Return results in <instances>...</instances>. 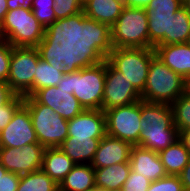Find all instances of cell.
Here are the masks:
<instances>
[{
	"label": "cell",
	"instance_id": "cell-24",
	"mask_svg": "<svg viewBox=\"0 0 190 191\" xmlns=\"http://www.w3.org/2000/svg\"><path fill=\"white\" fill-rule=\"evenodd\" d=\"M75 165L59 147L46 148L41 169L59 185Z\"/></svg>",
	"mask_w": 190,
	"mask_h": 191
},
{
	"label": "cell",
	"instance_id": "cell-32",
	"mask_svg": "<svg viewBox=\"0 0 190 191\" xmlns=\"http://www.w3.org/2000/svg\"><path fill=\"white\" fill-rule=\"evenodd\" d=\"M24 103V96L15 95L6 105L0 108V131L11 121L16 110Z\"/></svg>",
	"mask_w": 190,
	"mask_h": 191
},
{
	"label": "cell",
	"instance_id": "cell-34",
	"mask_svg": "<svg viewBox=\"0 0 190 191\" xmlns=\"http://www.w3.org/2000/svg\"><path fill=\"white\" fill-rule=\"evenodd\" d=\"M152 181L131 169L129 176L124 183L123 191H147Z\"/></svg>",
	"mask_w": 190,
	"mask_h": 191
},
{
	"label": "cell",
	"instance_id": "cell-31",
	"mask_svg": "<svg viewBox=\"0 0 190 191\" xmlns=\"http://www.w3.org/2000/svg\"><path fill=\"white\" fill-rule=\"evenodd\" d=\"M147 191H185L178 175H166L151 182Z\"/></svg>",
	"mask_w": 190,
	"mask_h": 191
},
{
	"label": "cell",
	"instance_id": "cell-45",
	"mask_svg": "<svg viewBox=\"0 0 190 191\" xmlns=\"http://www.w3.org/2000/svg\"><path fill=\"white\" fill-rule=\"evenodd\" d=\"M88 0H80V2L82 3V4H84L85 2H87Z\"/></svg>",
	"mask_w": 190,
	"mask_h": 191
},
{
	"label": "cell",
	"instance_id": "cell-1",
	"mask_svg": "<svg viewBox=\"0 0 190 191\" xmlns=\"http://www.w3.org/2000/svg\"><path fill=\"white\" fill-rule=\"evenodd\" d=\"M106 60L88 46L64 73L59 88L73 94L85 110H102Z\"/></svg>",
	"mask_w": 190,
	"mask_h": 191
},
{
	"label": "cell",
	"instance_id": "cell-2",
	"mask_svg": "<svg viewBox=\"0 0 190 191\" xmlns=\"http://www.w3.org/2000/svg\"><path fill=\"white\" fill-rule=\"evenodd\" d=\"M139 146L159 153L179 139L174 125L173 110L169 104L140 100Z\"/></svg>",
	"mask_w": 190,
	"mask_h": 191
},
{
	"label": "cell",
	"instance_id": "cell-23",
	"mask_svg": "<svg viewBox=\"0 0 190 191\" xmlns=\"http://www.w3.org/2000/svg\"><path fill=\"white\" fill-rule=\"evenodd\" d=\"M101 139L67 137L59 148L76 164H91Z\"/></svg>",
	"mask_w": 190,
	"mask_h": 191
},
{
	"label": "cell",
	"instance_id": "cell-37",
	"mask_svg": "<svg viewBox=\"0 0 190 191\" xmlns=\"http://www.w3.org/2000/svg\"><path fill=\"white\" fill-rule=\"evenodd\" d=\"M178 176L183 184L184 190L190 191V158L189 162Z\"/></svg>",
	"mask_w": 190,
	"mask_h": 191
},
{
	"label": "cell",
	"instance_id": "cell-30",
	"mask_svg": "<svg viewBox=\"0 0 190 191\" xmlns=\"http://www.w3.org/2000/svg\"><path fill=\"white\" fill-rule=\"evenodd\" d=\"M174 125L178 132L190 128V89L188 88L175 102L171 104Z\"/></svg>",
	"mask_w": 190,
	"mask_h": 191
},
{
	"label": "cell",
	"instance_id": "cell-35",
	"mask_svg": "<svg viewBox=\"0 0 190 191\" xmlns=\"http://www.w3.org/2000/svg\"><path fill=\"white\" fill-rule=\"evenodd\" d=\"M20 175L6 170L0 163V191H17Z\"/></svg>",
	"mask_w": 190,
	"mask_h": 191
},
{
	"label": "cell",
	"instance_id": "cell-9",
	"mask_svg": "<svg viewBox=\"0 0 190 191\" xmlns=\"http://www.w3.org/2000/svg\"><path fill=\"white\" fill-rule=\"evenodd\" d=\"M39 144L45 148L59 147L68 137V120L52 108L40 104L33 96L24 97Z\"/></svg>",
	"mask_w": 190,
	"mask_h": 191
},
{
	"label": "cell",
	"instance_id": "cell-47",
	"mask_svg": "<svg viewBox=\"0 0 190 191\" xmlns=\"http://www.w3.org/2000/svg\"><path fill=\"white\" fill-rule=\"evenodd\" d=\"M182 4L186 1V0H179Z\"/></svg>",
	"mask_w": 190,
	"mask_h": 191
},
{
	"label": "cell",
	"instance_id": "cell-13",
	"mask_svg": "<svg viewBox=\"0 0 190 191\" xmlns=\"http://www.w3.org/2000/svg\"><path fill=\"white\" fill-rule=\"evenodd\" d=\"M39 143L26 144L21 148L0 147V163L7 171L25 175L42 168L45 151Z\"/></svg>",
	"mask_w": 190,
	"mask_h": 191
},
{
	"label": "cell",
	"instance_id": "cell-6",
	"mask_svg": "<svg viewBox=\"0 0 190 191\" xmlns=\"http://www.w3.org/2000/svg\"><path fill=\"white\" fill-rule=\"evenodd\" d=\"M141 94L145 89L154 48H95Z\"/></svg>",
	"mask_w": 190,
	"mask_h": 191
},
{
	"label": "cell",
	"instance_id": "cell-21",
	"mask_svg": "<svg viewBox=\"0 0 190 191\" xmlns=\"http://www.w3.org/2000/svg\"><path fill=\"white\" fill-rule=\"evenodd\" d=\"M54 0H33L30 8L39 23L57 40L69 41L75 37L56 19Z\"/></svg>",
	"mask_w": 190,
	"mask_h": 191
},
{
	"label": "cell",
	"instance_id": "cell-44",
	"mask_svg": "<svg viewBox=\"0 0 190 191\" xmlns=\"http://www.w3.org/2000/svg\"><path fill=\"white\" fill-rule=\"evenodd\" d=\"M120 2H122L123 4H125L128 0H118Z\"/></svg>",
	"mask_w": 190,
	"mask_h": 191
},
{
	"label": "cell",
	"instance_id": "cell-15",
	"mask_svg": "<svg viewBox=\"0 0 190 191\" xmlns=\"http://www.w3.org/2000/svg\"><path fill=\"white\" fill-rule=\"evenodd\" d=\"M39 143L32 125L30 112L22 104L9 124L0 131V147L21 148L26 144Z\"/></svg>",
	"mask_w": 190,
	"mask_h": 191
},
{
	"label": "cell",
	"instance_id": "cell-12",
	"mask_svg": "<svg viewBox=\"0 0 190 191\" xmlns=\"http://www.w3.org/2000/svg\"><path fill=\"white\" fill-rule=\"evenodd\" d=\"M182 6L179 0H151L146 6L149 48L170 44L171 19Z\"/></svg>",
	"mask_w": 190,
	"mask_h": 191
},
{
	"label": "cell",
	"instance_id": "cell-28",
	"mask_svg": "<svg viewBox=\"0 0 190 191\" xmlns=\"http://www.w3.org/2000/svg\"><path fill=\"white\" fill-rule=\"evenodd\" d=\"M17 191H59V185L42 169L21 175Z\"/></svg>",
	"mask_w": 190,
	"mask_h": 191
},
{
	"label": "cell",
	"instance_id": "cell-43",
	"mask_svg": "<svg viewBox=\"0 0 190 191\" xmlns=\"http://www.w3.org/2000/svg\"><path fill=\"white\" fill-rule=\"evenodd\" d=\"M106 191H123V190H122V188H119V189H112V190H106Z\"/></svg>",
	"mask_w": 190,
	"mask_h": 191
},
{
	"label": "cell",
	"instance_id": "cell-26",
	"mask_svg": "<svg viewBox=\"0 0 190 191\" xmlns=\"http://www.w3.org/2000/svg\"><path fill=\"white\" fill-rule=\"evenodd\" d=\"M95 188V171L91 164H76L59 184V191H90Z\"/></svg>",
	"mask_w": 190,
	"mask_h": 191
},
{
	"label": "cell",
	"instance_id": "cell-46",
	"mask_svg": "<svg viewBox=\"0 0 190 191\" xmlns=\"http://www.w3.org/2000/svg\"><path fill=\"white\" fill-rule=\"evenodd\" d=\"M90 191H100L99 189H97V188H95V189H93V190H90Z\"/></svg>",
	"mask_w": 190,
	"mask_h": 191
},
{
	"label": "cell",
	"instance_id": "cell-8",
	"mask_svg": "<svg viewBox=\"0 0 190 191\" xmlns=\"http://www.w3.org/2000/svg\"><path fill=\"white\" fill-rule=\"evenodd\" d=\"M124 4L118 0H88L83 4L81 41L94 46L114 25Z\"/></svg>",
	"mask_w": 190,
	"mask_h": 191
},
{
	"label": "cell",
	"instance_id": "cell-7",
	"mask_svg": "<svg viewBox=\"0 0 190 191\" xmlns=\"http://www.w3.org/2000/svg\"><path fill=\"white\" fill-rule=\"evenodd\" d=\"M188 88V81L168 68L155 56L149 65L145 89L141 93V100L149 103L171 105Z\"/></svg>",
	"mask_w": 190,
	"mask_h": 191
},
{
	"label": "cell",
	"instance_id": "cell-25",
	"mask_svg": "<svg viewBox=\"0 0 190 191\" xmlns=\"http://www.w3.org/2000/svg\"><path fill=\"white\" fill-rule=\"evenodd\" d=\"M95 187L101 191L122 188L131 171L130 162L96 168Z\"/></svg>",
	"mask_w": 190,
	"mask_h": 191
},
{
	"label": "cell",
	"instance_id": "cell-42",
	"mask_svg": "<svg viewBox=\"0 0 190 191\" xmlns=\"http://www.w3.org/2000/svg\"><path fill=\"white\" fill-rule=\"evenodd\" d=\"M183 7L185 8V10L187 11V13L190 15V0H186L183 3Z\"/></svg>",
	"mask_w": 190,
	"mask_h": 191
},
{
	"label": "cell",
	"instance_id": "cell-14",
	"mask_svg": "<svg viewBox=\"0 0 190 191\" xmlns=\"http://www.w3.org/2000/svg\"><path fill=\"white\" fill-rule=\"evenodd\" d=\"M140 100L141 94L132 86L130 81L106 61L102 111L130 105Z\"/></svg>",
	"mask_w": 190,
	"mask_h": 191
},
{
	"label": "cell",
	"instance_id": "cell-20",
	"mask_svg": "<svg viewBox=\"0 0 190 191\" xmlns=\"http://www.w3.org/2000/svg\"><path fill=\"white\" fill-rule=\"evenodd\" d=\"M129 161L133 171L152 182L167 175L159 154L144 147L133 145Z\"/></svg>",
	"mask_w": 190,
	"mask_h": 191
},
{
	"label": "cell",
	"instance_id": "cell-18",
	"mask_svg": "<svg viewBox=\"0 0 190 191\" xmlns=\"http://www.w3.org/2000/svg\"><path fill=\"white\" fill-rule=\"evenodd\" d=\"M132 147L133 145L128 141H123L106 134L100 140L91 166L96 169L123 162H130Z\"/></svg>",
	"mask_w": 190,
	"mask_h": 191
},
{
	"label": "cell",
	"instance_id": "cell-40",
	"mask_svg": "<svg viewBox=\"0 0 190 191\" xmlns=\"http://www.w3.org/2000/svg\"><path fill=\"white\" fill-rule=\"evenodd\" d=\"M179 139L184 143L185 148L190 152V128L179 133Z\"/></svg>",
	"mask_w": 190,
	"mask_h": 191
},
{
	"label": "cell",
	"instance_id": "cell-4",
	"mask_svg": "<svg viewBox=\"0 0 190 191\" xmlns=\"http://www.w3.org/2000/svg\"><path fill=\"white\" fill-rule=\"evenodd\" d=\"M88 46L78 39L57 41L49 48H43V55L37 61L34 76V93L45 87H55L64 73Z\"/></svg>",
	"mask_w": 190,
	"mask_h": 191
},
{
	"label": "cell",
	"instance_id": "cell-16",
	"mask_svg": "<svg viewBox=\"0 0 190 191\" xmlns=\"http://www.w3.org/2000/svg\"><path fill=\"white\" fill-rule=\"evenodd\" d=\"M32 96L66 120L73 119L85 110L73 94L58 86L39 89Z\"/></svg>",
	"mask_w": 190,
	"mask_h": 191
},
{
	"label": "cell",
	"instance_id": "cell-48",
	"mask_svg": "<svg viewBox=\"0 0 190 191\" xmlns=\"http://www.w3.org/2000/svg\"><path fill=\"white\" fill-rule=\"evenodd\" d=\"M3 40L2 36H1V33H0V42Z\"/></svg>",
	"mask_w": 190,
	"mask_h": 191
},
{
	"label": "cell",
	"instance_id": "cell-3",
	"mask_svg": "<svg viewBox=\"0 0 190 191\" xmlns=\"http://www.w3.org/2000/svg\"><path fill=\"white\" fill-rule=\"evenodd\" d=\"M4 40L16 47L49 48L57 40L34 17L30 7L8 10L0 24Z\"/></svg>",
	"mask_w": 190,
	"mask_h": 191
},
{
	"label": "cell",
	"instance_id": "cell-19",
	"mask_svg": "<svg viewBox=\"0 0 190 191\" xmlns=\"http://www.w3.org/2000/svg\"><path fill=\"white\" fill-rule=\"evenodd\" d=\"M156 57L190 83V44H168L154 47Z\"/></svg>",
	"mask_w": 190,
	"mask_h": 191
},
{
	"label": "cell",
	"instance_id": "cell-11",
	"mask_svg": "<svg viewBox=\"0 0 190 191\" xmlns=\"http://www.w3.org/2000/svg\"><path fill=\"white\" fill-rule=\"evenodd\" d=\"M106 134L139 146L140 101L104 111Z\"/></svg>",
	"mask_w": 190,
	"mask_h": 191
},
{
	"label": "cell",
	"instance_id": "cell-33",
	"mask_svg": "<svg viewBox=\"0 0 190 191\" xmlns=\"http://www.w3.org/2000/svg\"><path fill=\"white\" fill-rule=\"evenodd\" d=\"M13 46L6 40L0 42V81H8Z\"/></svg>",
	"mask_w": 190,
	"mask_h": 191
},
{
	"label": "cell",
	"instance_id": "cell-36",
	"mask_svg": "<svg viewBox=\"0 0 190 191\" xmlns=\"http://www.w3.org/2000/svg\"><path fill=\"white\" fill-rule=\"evenodd\" d=\"M15 95L6 82L0 81V108L6 105Z\"/></svg>",
	"mask_w": 190,
	"mask_h": 191
},
{
	"label": "cell",
	"instance_id": "cell-27",
	"mask_svg": "<svg viewBox=\"0 0 190 191\" xmlns=\"http://www.w3.org/2000/svg\"><path fill=\"white\" fill-rule=\"evenodd\" d=\"M158 154L167 175H179L190 158V152L180 139Z\"/></svg>",
	"mask_w": 190,
	"mask_h": 191
},
{
	"label": "cell",
	"instance_id": "cell-10",
	"mask_svg": "<svg viewBox=\"0 0 190 191\" xmlns=\"http://www.w3.org/2000/svg\"><path fill=\"white\" fill-rule=\"evenodd\" d=\"M42 55L40 47L13 46L7 84L16 95L30 97L34 94L36 65Z\"/></svg>",
	"mask_w": 190,
	"mask_h": 191
},
{
	"label": "cell",
	"instance_id": "cell-17",
	"mask_svg": "<svg viewBox=\"0 0 190 191\" xmlns=\"http://www.w3.org/2000/svg\"><path fill=\"white\" fill-rule=\"evenodd\" d=\"M106 135V116L102 110H84L68 120V137L102 139Z\"/></svg>",
	"mask_w": 190,
	"mask_h": 191
},
{
	"label": "cell",
	"instance_id": "cell-41",
	"mask_svg": "<svg viewBox=\"0 0 190 191\" xmlns=\"http://www.w3.org/2000/svg\"><path fill=\"white\" fill-rule=\"evenodd\" d=\"M8 12L7 0H0V24Z\"/></svg>",
	"mask_w": 190,
	"mask_h": 191
},
{
	"label": "cell",
	"instance_id": "cell-38",
	"mask_svg": "<svg viewBox=\"0 0 190 191\" xmlns=\"http://www.w3.org/2000/svg\"><path fill=\"white\" fill-rule=\"evenodd\" d=\"M33 0H7L8 10H14L20 7H30Z\"/></svg>",
	"mask_w": 190,
	"mask_h": 191
},
{
	"label": "cell",
	"instance_id": "cell-39",
	"mask_svg": "<svg viewBox=\"0 0 190 191\" xmlns=\"http://www.w3.org/2000/svg\"><path fill=\"white\" fill-rule=\"evenodd\" d=\"M151 0H128L124 6L132 8H146Z\"/></svg>",
	"mask_w": 190,
	"mask_h": 191
},
{
	"label": "cell",
	"instance_id": "cell-22",
	"mask_svg": "<svg viewBox=\"0 0 190 191\" xmlns=\"http://www.w3.org/2000/svg\"><path fill=\"white\" fill-rule=\"evenodd\" d=\"M54 4L56 19L81 41L83 4L80 0H54Z\"/></svg>",
	"mask_w": 190,
	"mask_h": 191
},
{
	"label": "cell",
	"instance_id": "cell-5",
	"mask_svg": "<svg viewBox=\"0 0 190 191\" xmlns=\"http://www.w3.org/2000/svg\"><path fill=\"white\" fill-rule=\"evenodd\" d=\"M94 48H149L148 17L144 8L124 7L121 15Z\"/></svg>",
	"mask_w": 190,
	"mask_h": 191
},
{
	"label": "cell",
	"instance_id": "cell-29",
	"mask_svg": "<svg viewBox=\"0 0 190 191\" xmlns=\"http://www.w3.org/2000/svg\"><path fill=\"white\" fill-rule=\"evenodd\" d=\"M190 38V15L182 6L172 17L170 25V44L188 43Z\"/></svg>",
	"mask_w": 190,
	"mask_h": 191
}]
</instances>
